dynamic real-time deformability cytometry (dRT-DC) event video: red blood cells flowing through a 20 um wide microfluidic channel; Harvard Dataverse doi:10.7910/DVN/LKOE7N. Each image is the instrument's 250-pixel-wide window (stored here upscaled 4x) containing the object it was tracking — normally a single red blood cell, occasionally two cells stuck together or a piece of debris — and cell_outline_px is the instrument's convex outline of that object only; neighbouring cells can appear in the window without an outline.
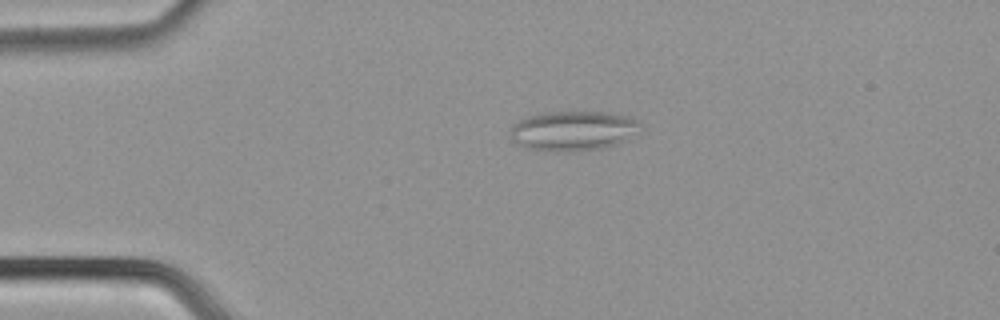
{"species": "common noctule bat (a hibernating species)", "species_latin": "Nyctalus noctula", "temperature_condition": "cold", "stored_images_in_passage": 52, "segment_of_instrument_passage": [1, 2], "camera_frame_rate_fps": 3000, "um_per_image_px": 0.085, "animal": {"sex": "male", "body_mass_g": 21.5, "forearm_length_mm": 52.0}, "frame": {"image": 1, "passage_image": 9, "time_ms": 2.667, "image_size_px": [1000, 320], "cell_outline_px": [[644, 128], [640, 132], [608, 148], [572, 152], [556, 152], [528, 148], [516, 144], [512, 140], [508, 128], [512, 124], [528, 116], [540, 112], [608, 112], [632, 116]], "centroid_in_image_um": [48.73, 11.12], "position_along_channel_um": 36.3, "area_um2": 30.92}}